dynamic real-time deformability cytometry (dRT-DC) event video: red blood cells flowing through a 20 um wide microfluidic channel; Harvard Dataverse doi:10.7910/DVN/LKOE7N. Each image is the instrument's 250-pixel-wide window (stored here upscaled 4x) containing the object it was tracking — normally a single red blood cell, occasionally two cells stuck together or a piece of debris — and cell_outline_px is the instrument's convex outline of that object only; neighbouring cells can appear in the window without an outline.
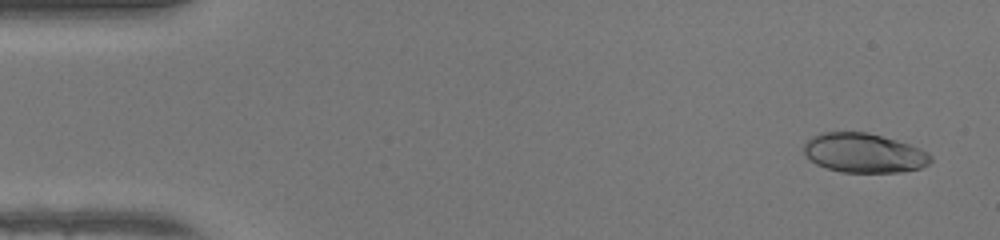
{"species": "human", "species_latin": "Homo sapiens", "temperature_condition": "warm", "stored_images_in_passage": 49, "camera_frame_rate_fps": 3000, "um_per_image_px": 0.085, "donor": {"sex": "female"}, "frame": {"image": 1, "passage_image": 3, "time_ms": 0.667, "image_size_px": [1000, 240], "cell_outline_px": [[932, 160], [928, 164], [920, 168], [900, 172], [840, 172], [816, 164], [804, 152], [804, 144], [812, 136], [820, 132], [864, 132], [896, 140], [920, 148], [928, 152], [932, 156]], "centroid_in_image_um": [73.44, 13.0], "position_along_channel_um": 11.6, "area_um2": 28.9}}
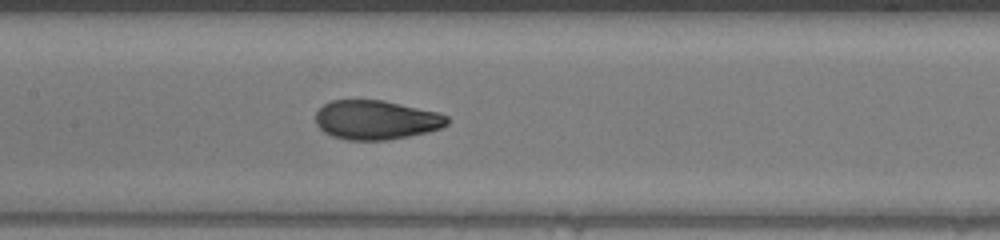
{"frame": {"image": 2, "passage_image": 24, "time_ms": 7.667, "image_size_px": [1000, 240], "cell_outline_px": [[448, 124], [440, 128], [428, 132], [388, 140], [348, 140], [332, 136], [324, 132], [316, 124], [316, 112], [324, 104], [332, 100], [384, 100], [440, 112], [448, 116]], "centroid_in_image_um": [31.99, 10.19], "position_along_channel_um": 175.4, "area_um2": 30.23}}
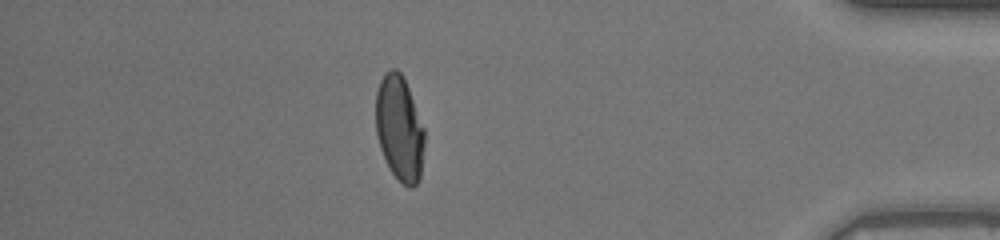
{"frame": {"image": 3, "passage_image": 43, "time_ms": 14.0, "image_size_px": [1000, 240], "cell_outline_px": [[424, 148], [420, 176], [416, 184], [412, 188], [408, 188], [392, 172], [380, 148], [376, 132], [376, 92], [380, 80], [384, 72], [392, 68], [396, 68], [404, 76], [424, 128]], "centroid_in_image_um": [33.95, 10.86], "position_along_channel_um": 401.2, "area_um2": 29.82}, "authors_computed_cell_mechanics": {"area_um2": 30.2294, "velocity_mm_per_s": 4.2605, "shape_relaxation_time_tau1_ms": 5.009, "shape_relaxation_time_tau2_ms": 0.7, "deformation_change_tau1": 0.2411, "deformation_change_tau2": 0.0552}}